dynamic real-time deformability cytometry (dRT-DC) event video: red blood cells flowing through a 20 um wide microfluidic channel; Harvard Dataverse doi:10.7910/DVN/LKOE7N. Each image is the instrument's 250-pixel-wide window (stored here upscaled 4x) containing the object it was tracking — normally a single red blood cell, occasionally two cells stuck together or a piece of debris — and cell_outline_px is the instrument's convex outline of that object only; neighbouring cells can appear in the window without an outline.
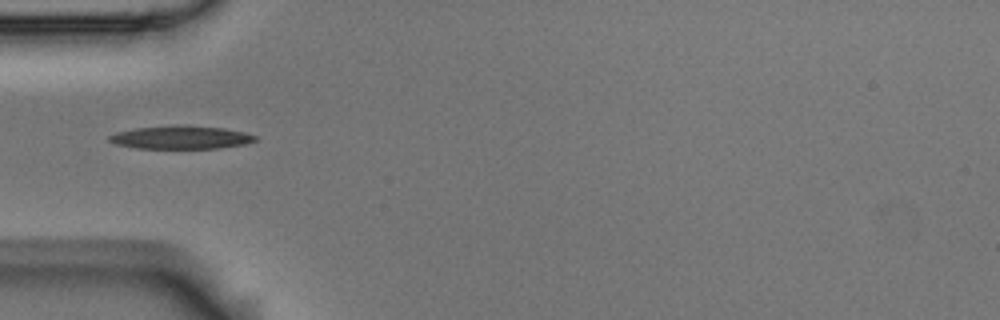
{"species": "Egyptian fruit bat (a non-hibernating species)", "species_latin": "Rousettus aegyptiacus", "temperature_condition": "room temperature", "stored_images_in_passage": 7, "camera_frame_rate_fps": 3000, "um_per_image_px": 0.085, "animal": {"sex": "male"}, "frame": {"image": 1, "passage_image": 2, "time_ms": 0.333, "image_size_px": [1000, 320], "cell_outline_px": [[256, 140], [244, 144], [220, 148], [136, 148], [112, 144], [108, 140], [108, 136], [116, 132], [136, 128], [180, 124], [184, 124], [224, 128], [244, 132], [256, 136]], "centroid_in_image_um": [15.33, 11.67], "position_along_channel_um": 69.7, "area_um2": 19.88}}
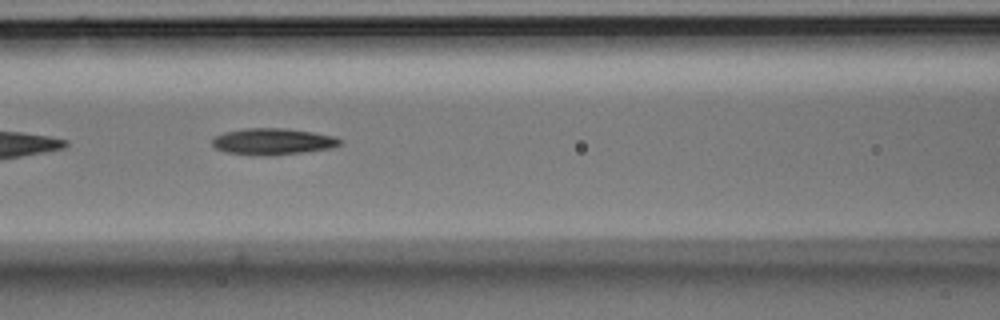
{"frame": {"image": 2, "passage_image": 4, "time_ms": 1.0, "image_size_px": [1000, 320], "cell_outline_px": [[344, 140], [340, 144], [332, 148], [300, 152], [264, 156], [224, 152], [216, 148], [212, 144], [212, 140], [216, 136], [224, 132], [244, 128], [288, 128], [336, 136]], "centroid_in_image_um": [23.2, 12.02], "position_along_channel_um": 143.4, "area_um2": 19.71}}
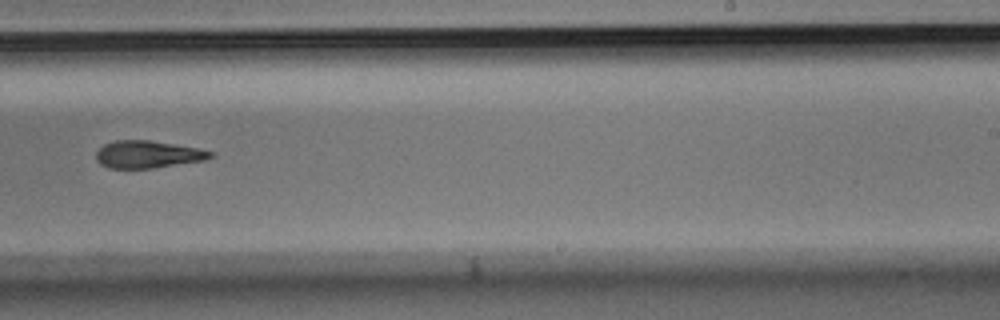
{"frame": {"image": 3, "passage_image": 7, "time_ms": 2.0, "image_size_px": [1000, 320], "cell_outline_px": [[216, 156], [204, 160], [152, 168], [108, 168], [100, 164], [96, 160], [96, 152], [104, 144], [116, 140], [148, 140], [200, 148], [212, 152]], "centroid_in_image_um": [12.56, 13.12], "position_along_channel_um": 276.4, "area_um2": 18.21}}